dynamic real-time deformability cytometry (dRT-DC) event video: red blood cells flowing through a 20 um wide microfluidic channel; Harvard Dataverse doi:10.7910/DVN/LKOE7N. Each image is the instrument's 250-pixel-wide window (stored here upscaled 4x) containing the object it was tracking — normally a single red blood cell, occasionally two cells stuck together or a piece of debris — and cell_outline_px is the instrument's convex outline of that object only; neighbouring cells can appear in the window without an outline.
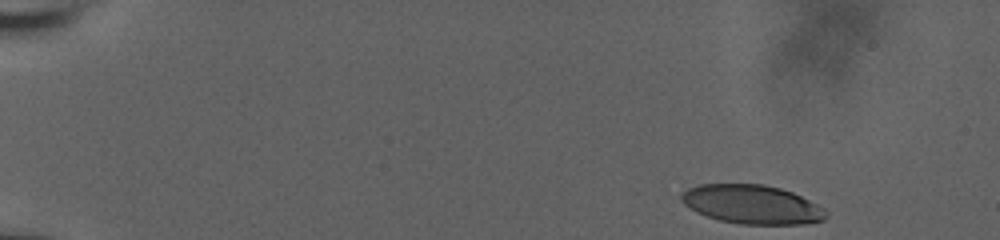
{"species": "human", "species_latin": "Homo sapiens", "temperature_condition": "room temperature", "stored_images_in_passage": 6, "camera_frame_rate_fps": 3000, "um_per_image_px": 0.085, "donor": {"sex": "male"}, "frame": {"image": 1, "passage_image": 1, "time_ms": 0.0, "image_size_px": [1000, 240], "cell_outline_px": [[828, 216], [824, 220], [804, 224], [740, 224], [720, 220], [696, 212], [684, 204], [680, 200], [680, 196], [688, 188], [700, 184], [764, 184], [780, 188], [792, 192], [824, 208], [828, 212]], "centroid_in_image_um": [63.93, 17.37], "position_along_channel_um": 21.1, "area_um2": 32.77}}
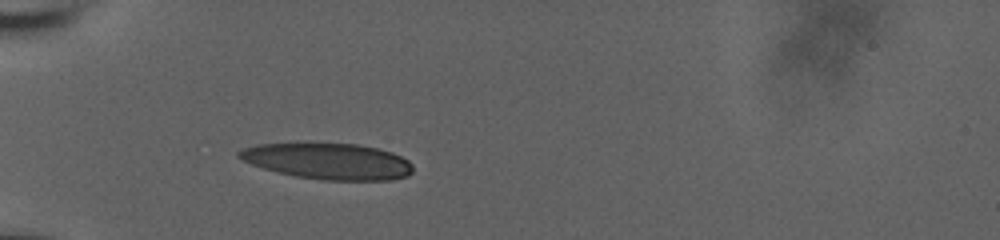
{"frame": {"image": 2, "passage_image": 6, "time_ms": 1.667, "image_size_px": [1000, 240], "cell_outline_px": [[412, 172], [408, 176], [392, 180], [320, 180], [296, 176], [264, 168], [252, 164], [236, 156], [236, 152], [244, 148], [260, 144], [356, 144], [376, 148], [392, 152], [408, 160], [412, 164]], "centroid_in_image_um": [27.93, 13.71], "position_along_channel_um": 57.1, "area_um2": 36.18}}